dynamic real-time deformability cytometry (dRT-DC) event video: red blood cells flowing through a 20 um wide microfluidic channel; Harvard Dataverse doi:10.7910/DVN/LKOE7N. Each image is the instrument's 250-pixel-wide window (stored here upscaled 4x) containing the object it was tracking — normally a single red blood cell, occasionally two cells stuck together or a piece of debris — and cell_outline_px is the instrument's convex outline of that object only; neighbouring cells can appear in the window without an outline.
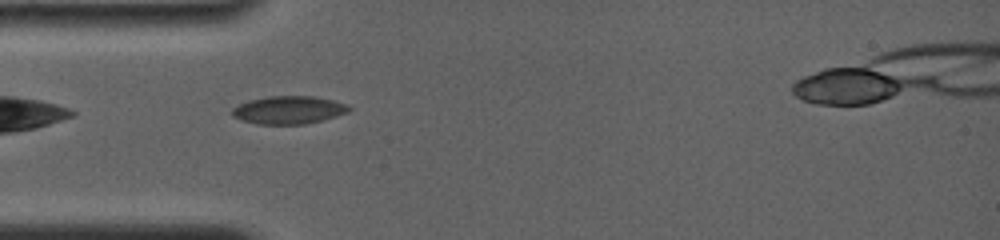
{"species": "common noctule bat (a hibernating species)", "species_latin": "Nyctalus noctula", "temperature_condition": "room temperature", "stored_images_in_passage": 16, "camera_frame_rate_fps": 4000, "um_per_image_px": 0.085, "animal": {"sex": "female", "body_mass_g": 19.0, "forearm_length_mm": 56.7}, "frame": {"image": 1, "passage_image": 2, "time_ms": 0.75, "image_size_px": [1000, 240], "cell_outline_px": [[352, 108], [348, 112], [336, 116], [304, 124], [256, 124], [240, 120], [232, 116], [232, 108], [248, 100], [268, 96], [312, 96], [332, 100], [348, 104]], "centroid_in_image_um": [24.52, 9.34], "position_along_channel_um": 60.5, "area_um2": 19.02}}
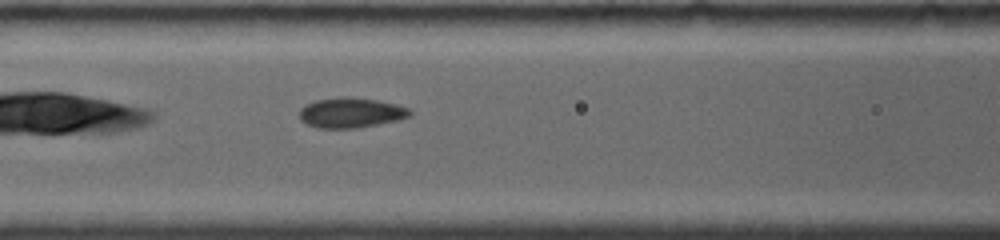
{"frame": {"image": 2, "passage_image": 7, "time_ms": 2.75, "image_size_px": [1000, 240], "cell_outline_px": [[412, 116], [400, 120], [356, 128], [316, 128], [300, 120], [300, 108], [304, 104], [316, 100], [340, 96], [344, 96], [376, 100], [396, 104], [408, 108], [412, 112]], "centroid_in_image_um": [29.83, 9.58], "position_along_channel_um": 136.8, "area_um2": 19.54}}
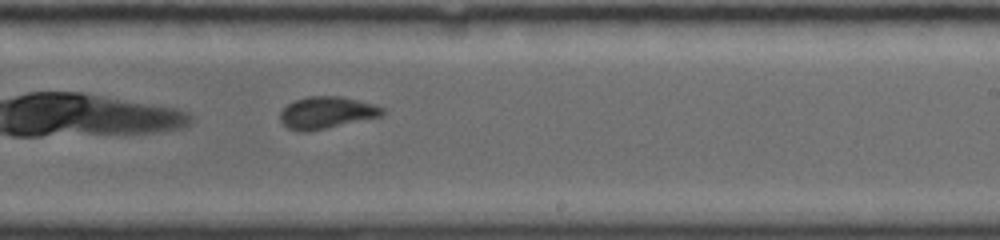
{"frame": {"image": 3, "passage_image": 16, "time_ms": 6.0, "image_size_px": [1000, 240], "cell_outline_px": [[384, 112], [380, 116], [324, 128], [304, 132], [300, 132], [288, 128], [280, 120], [280, 112], [288, 104], [296, 100], [308, 96], [340, 96], [372, 104], [384, 108]], "centroid_in_image_um": [27.72, 9.57], "position_along_channel_um": 261.3, "area_um2": 18.55}}